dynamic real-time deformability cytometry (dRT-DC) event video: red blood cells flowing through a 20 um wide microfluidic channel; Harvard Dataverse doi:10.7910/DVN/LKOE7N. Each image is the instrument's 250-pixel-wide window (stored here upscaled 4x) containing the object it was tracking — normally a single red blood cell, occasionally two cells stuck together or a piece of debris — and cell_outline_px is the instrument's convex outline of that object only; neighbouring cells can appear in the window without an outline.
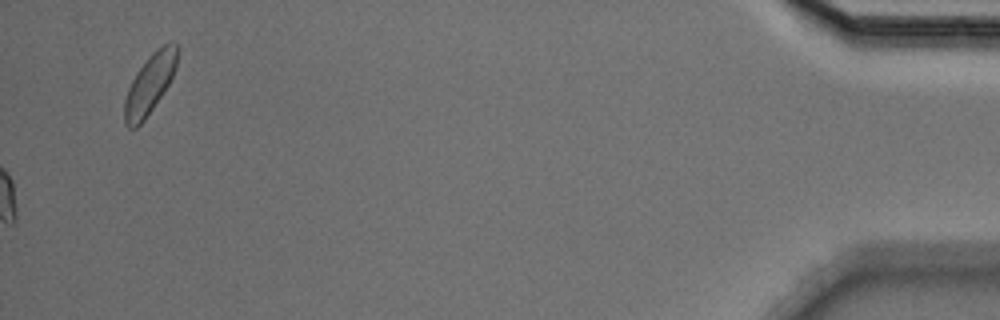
{"species": "Egyptian fruit bat (a non-hibernating species)", "species_latin": "Rousettus aegyptiacus", "temperature_condition": "cold", "stored_images_in_passage": 48, "camera_frame_rate_fps": 3000, "um_per_image_px": 0.085, "animal": {"sex": "male"}, "frame": {"image": 1, "passage_image": 48, "time_ms": 15.667, "image_size_px": [1000, 320], "cell_outline_px": [[180, 48], [176, 68], [168, 84], [144, 120], [136, 128], [128, 128], [124, 124], [124, 100], [128, 88], [136, 72], [148, 56], [156, 48], [172, 40], [176, 40]], "centroid_in_image_um": [12.75, 7.06], "position_along_channel_um": 422.5, "area_um2": 18.55}}